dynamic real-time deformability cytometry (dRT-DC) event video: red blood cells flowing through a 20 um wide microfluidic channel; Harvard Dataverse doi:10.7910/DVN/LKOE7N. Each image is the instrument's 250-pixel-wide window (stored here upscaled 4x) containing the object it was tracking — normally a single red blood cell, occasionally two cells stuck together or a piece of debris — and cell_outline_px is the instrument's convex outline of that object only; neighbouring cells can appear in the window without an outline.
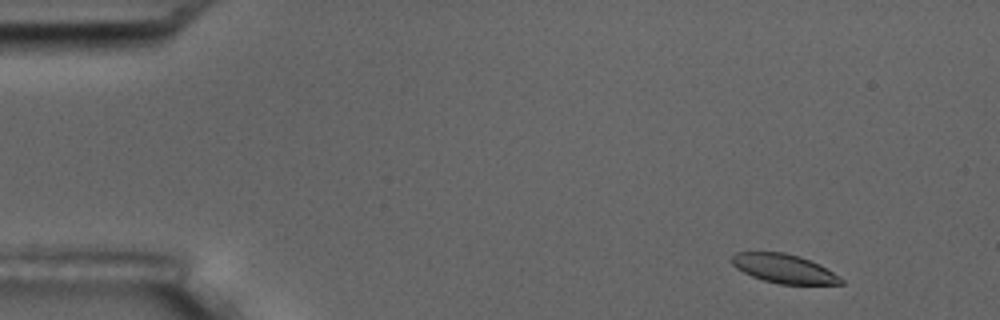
{"species": "common noctule bat (a hibernating species)", "species_latin": "Nyctalus noctula", "temperature_condition": "room temperature", "stored_images_in_passage": 15, "camera_frame_rate_fps": 3000, "um_per_image_px": 0.085, "animal": {"sex": "male", "body_mass_g": 17.5, "forearm_length_mm": 52.3}, "frame": {"image": 1, "passage_image": 1, "time_ms": 0.0, "image_size_px": [1000, 320], "cell_outline_px": [[844, 284], [780, 284], [764, 280], [752, 276], [736, 268], [732, 264], [732, 256], [736, 252], [784, 252], [800, 256], [820, 264], [840, 276], [844, 280]], "centroid_in_image_um": [66.67, 22.83], "position_along_channel_um": 18.3, "area_um2": 18.44}}
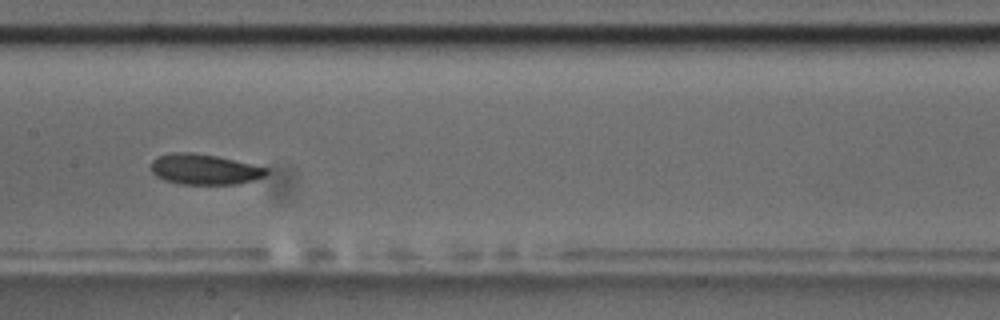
{"frame": {"image": 2, "passage_image": 7, "time_ms": 7.667, "image_size_px": [1000, 320], "cell_outline_px": [[268, 172], [264, 176], [252, 180], [236, 184], [180, 184], [164, 180], [156, 176], [152, 172], [152, 160], [156, 156], [172, 152], [192, 152], [216, 156], [268, 168]], "centroid_in_image_um": [17.33, 14.39], "position_along_channel_um": 190.1, "area_um2": 20.4}}
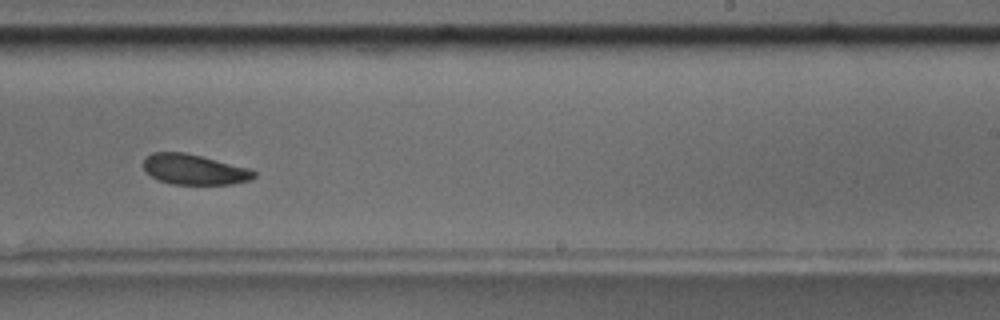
{"frame": {"image": 3, "passage_image": 9, "time_ms": 10.0, "image_size_px": [1000, 320], "cell_outline_px": [[256, 176], [252, 180], [232, 184], [172, 184], [160, 180], [152, 176], [144, 168], [144, 156], [152, 152], [184, 152], [248, 168], [256, 172]], "centroid_in_image_um": [16.51, 14.4], "position_along_channel_um": 272.5, "area_um2": 19.36}, "authors_computed_cell_mechanics": {"area_um2": 20.519, "velocity_mm_per_s": 3.5485, "shape_relaxation_time_tau1_ms": 2.5648, "shape_relaxation_time_tau2_ms": 7.1626, "deformation_change_tau1": 0.068, "deformation_change_tau2": 0.107}}